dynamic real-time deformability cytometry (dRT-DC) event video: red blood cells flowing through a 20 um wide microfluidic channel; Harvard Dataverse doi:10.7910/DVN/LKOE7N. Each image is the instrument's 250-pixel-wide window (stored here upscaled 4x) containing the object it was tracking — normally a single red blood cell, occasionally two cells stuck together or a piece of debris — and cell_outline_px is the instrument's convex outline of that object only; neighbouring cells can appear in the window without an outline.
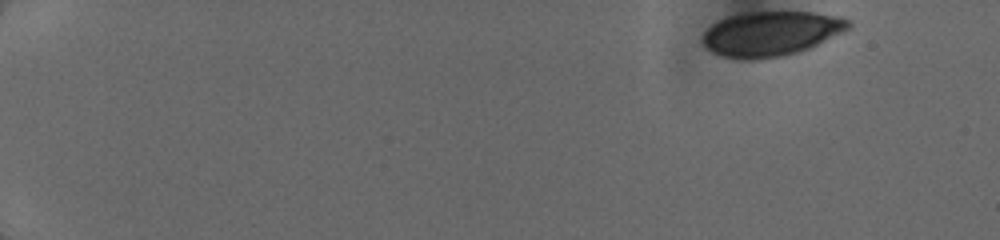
{"species": "human", "species_latin": "Homo sapiens", "temperature_condition": "cold", "stored_images_in_passage": 25, "camera_frame_rate_fps": 3000, "um_per_image_px": 0.085, "donor": {"sex": "female"}, "frame": {"image": 1, "passage_image": 1, "time_ms": 0.0, "image_size_px": [1000, 240], "cell_outline_px": [[852, 28], [808, 48], [796, 52], [780, 56], [748, 60], [724, 56], [712, 52], [700, 40], [704, 32], [712, 24], [728, 16], [748, 12], [812, 12], [836, 16], [848, 20], [852, 24]], "centroid_in_image_um": [65.53, 2.85], "position_along_channel_um": 19.5, "area_um2": 37.63}}
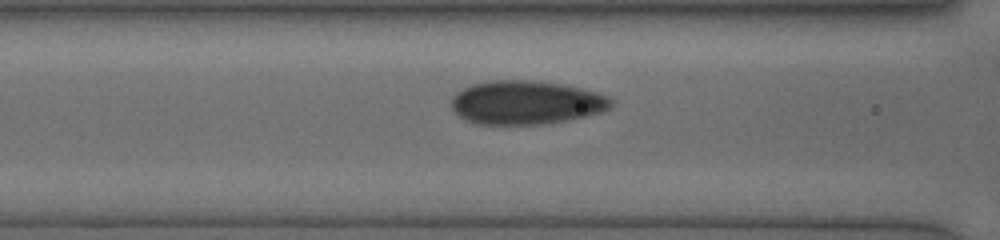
{"frame": {"image": 2, "passage_image": 19, "time_ms": 6.333, "image_size_px": [1000, 240], "cell_outline_px": [[612, 104], [604, 112], [544, 124], [476, 124], [464, 120], [452, 112], [452, 96], [456, 92], [472, 84], [488, 80], [532, 80], [564, 84], [596, 92], [608, 96], [612, 100]], "centroid_in_image_um": [44.67, 8.71], "position_along_channel_um": 121.9, "area_um2": 40.86}}
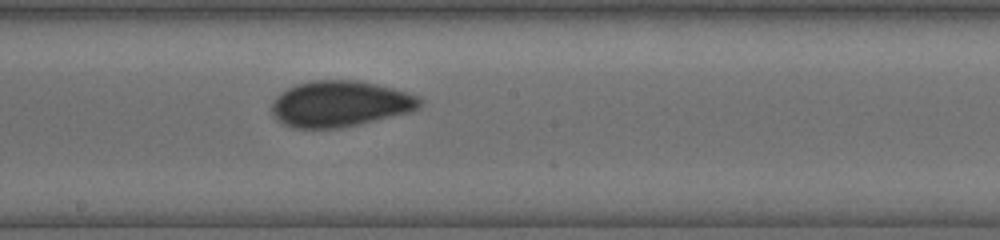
{"frame": {"image": 3, "passage_image": 25, "time_ms": 8.667, "image_size_px": [1000, 240], "cell_outline_px": [[424, 104], [420, 108], [408, 112], [340, 128], [296, 128], [284, 124], [272, 112], [272, 100], [280, 92], [296, 84], [312, 80], [360, 80], [392, 88], [420, 96], [424, 100]], "centroid_in_image_um": [28.93, 8.81], "position_along_channel_um": 219.3, "area_um2": 39.59}}